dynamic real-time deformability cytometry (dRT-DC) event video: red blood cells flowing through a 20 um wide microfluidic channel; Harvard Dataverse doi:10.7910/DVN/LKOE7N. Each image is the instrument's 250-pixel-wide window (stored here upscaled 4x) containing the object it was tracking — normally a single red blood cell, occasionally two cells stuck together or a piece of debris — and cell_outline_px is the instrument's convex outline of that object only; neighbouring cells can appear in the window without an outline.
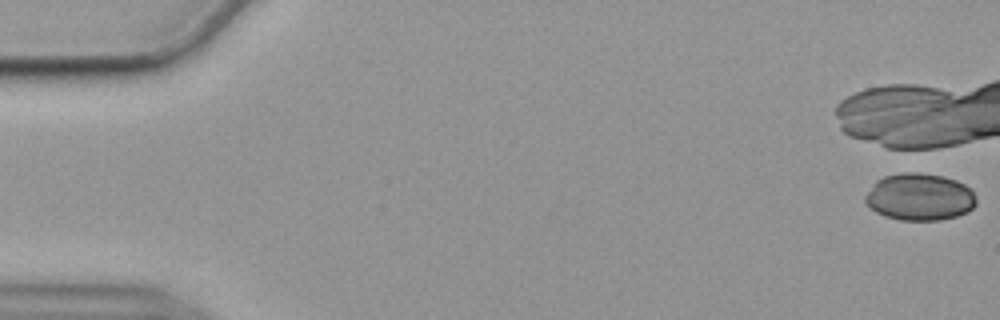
{"species": "common noctule bat (a hibernating species)", "species_latin": "Nyctalus noctula", "temperature_condition": "cold", "stored_images_in_passage": 1, "camera_frame_rate_fps": 3000, "um_per_image_px": 0.085, "animal": {"sex": "female", "body_mass_g": 19.9}, "frame": {"image": 1, "passage_image": 1, "time_ms": 0.0, "image_size_px": [1000, 320], "cell_outline_px": [[976, 204], [968, 212], [956, 216], [940, 220], [900, 220], [884, 216], [876, 212], [864, 200], [864, 196], [876, 180], [884, 176], [904, 172], [920, 172], [944, 176], [956, 180], [964, 184], [972, 192], [976, 200]], "centroid_in_image_um": [78.15, 16.73], "position_along_channel_um": 6.8, "area_um2": 30.52}}